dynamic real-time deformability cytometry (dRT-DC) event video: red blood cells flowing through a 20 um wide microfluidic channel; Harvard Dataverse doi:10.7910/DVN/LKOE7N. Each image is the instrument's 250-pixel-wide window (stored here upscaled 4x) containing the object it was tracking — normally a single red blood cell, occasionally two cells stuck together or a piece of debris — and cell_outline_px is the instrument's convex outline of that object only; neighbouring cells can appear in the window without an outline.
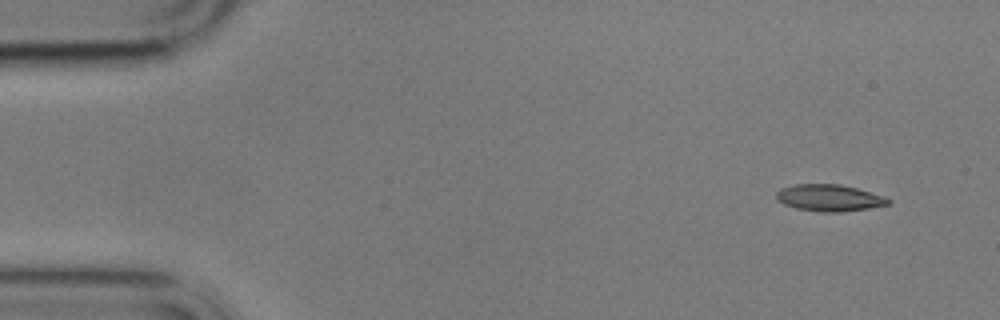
{"species": "common noctule bat (a hibernating species)", "species_latin": "Nyctalus noctula", "temperature_condition": "cold", "stored_images_in_passage": 5, "camera_frame_rate_fps": 3000, "um_per_image_px": 0.085, "animal": {"sex": "male", "body_mass_g": 17.9}, "frame": {"image": 1, "passage_image": 1, "time_ms": 0.0, "image_size_px": [1000, 320], "cell_outline_px": [[892, 200], [888, 204], [868, 208], [840, 212], [820, 212], [796, 208], [784, 204], [776, 200], [776, 192], [780, 188], [796, 184], [840, 184], [856, 188], [884, 196]], "centroid_in_image_um": [70.45, 16.81], "position_along_channel_um": 14.5, "area_um2": 17.4}}
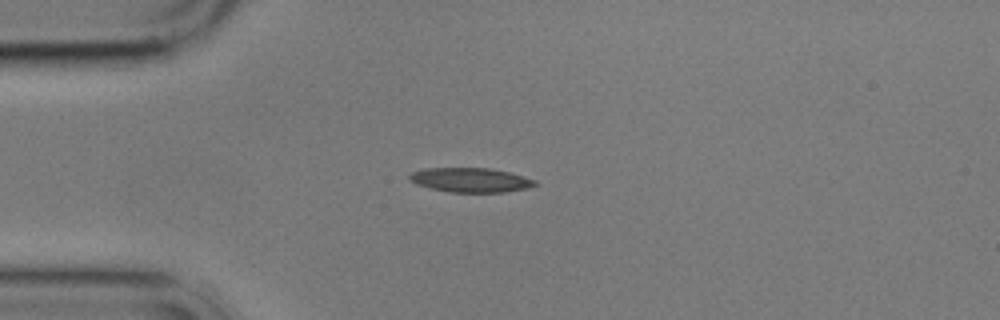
{"frame": {"image": 2, "passage_image": 4, "time_ms": 3.333, "image_size_px": [1000, 320], "cell_outline_px": [[536, 184], [524, 188], [504, 192], [448, 192], [416, 184], [408, 180], [408, 176], [412, 172], [424, 168], [488, 168], [508, 172], [524, 176], [536, 180]], "centroid_in_image_um": [39.94, 15.29], "position_along_channel_um": 45.1, "area_um2": 17.69}}